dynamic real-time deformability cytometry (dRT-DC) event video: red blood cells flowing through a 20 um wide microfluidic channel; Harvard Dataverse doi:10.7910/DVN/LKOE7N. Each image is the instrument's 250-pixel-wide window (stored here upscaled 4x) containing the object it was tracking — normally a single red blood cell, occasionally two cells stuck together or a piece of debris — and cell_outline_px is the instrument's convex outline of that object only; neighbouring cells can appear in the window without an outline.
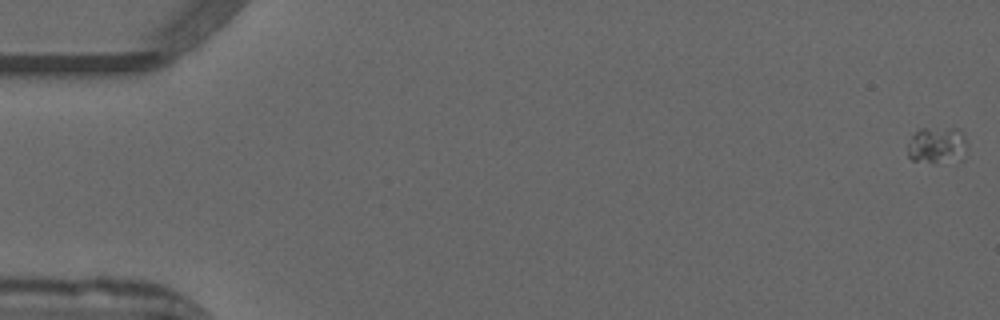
{"species": "common noctule bat (a hibernating species)", "species_latin": "Nyctalus noctula", "temperature_condition": "warm", "stored_images_in_passage": 13, "camera_frame_rate_fps": 3000, "um_per_image_px": 0.085, "animal": {"sex": "male", "forearm_length_mm": 52.5}, "frame": {"image": 1, "passage_image": 1, "time_ms": 0.0, "image_size_px": [1000, 320], "cell_outline_px": [[968, 144], [964, 160], [912, 160], [908, 156], [908, 148], [912, 136], [920, 128], [960, 128]], "centroid_in_image_um": [79.72, 12.3], "position_along_channel_um": 5.3, "area_um2": 12.48}}